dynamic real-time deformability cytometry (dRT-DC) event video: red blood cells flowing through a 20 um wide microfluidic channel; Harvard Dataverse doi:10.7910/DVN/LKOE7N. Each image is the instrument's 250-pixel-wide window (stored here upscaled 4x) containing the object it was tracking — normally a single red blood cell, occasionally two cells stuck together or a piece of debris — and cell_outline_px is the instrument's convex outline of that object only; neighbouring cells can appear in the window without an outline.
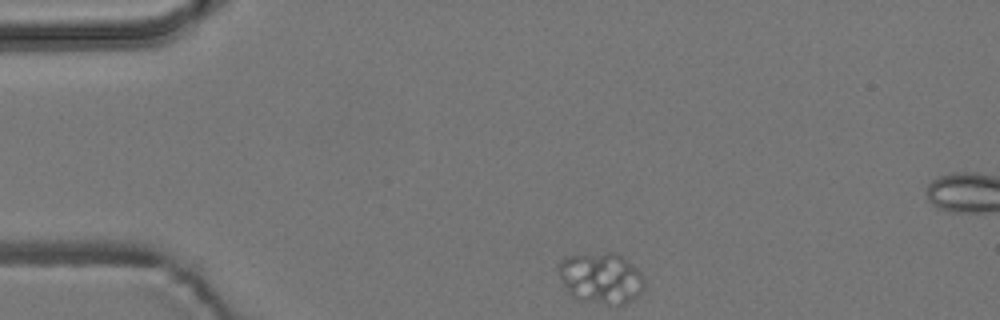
{"species": "common noctule bat (a hibernating species)", "species_latin": "Nyctalus noctula", "temperature_condition": "room temperature", "stored_images_in_passage": 3, "camera_frame_rate_fps": 3000, "um_per_image_px": 0.085, "animal": {"sex": "male", "body_mass_g": 19.2, "forearm_length_mm": 51.8}, "frame": {"image": 1, "passage_image": 1, "time_ms": 0.0, "image_size_px": [1000, 320], "cell_outline_px": [[644, 288], [632, 300], [624, 304], [616, 304], [580, 300], [572, 296], [568, 292], [556, 268], [560, 260], [564, 256], [604, 252], [616, 252], [636, 268], [640, 272], [644, 280]], "centroid_in_image_um": [51.06, 23.61], "position_along_channel_um": 33.9, "area_um2": 25.37}}